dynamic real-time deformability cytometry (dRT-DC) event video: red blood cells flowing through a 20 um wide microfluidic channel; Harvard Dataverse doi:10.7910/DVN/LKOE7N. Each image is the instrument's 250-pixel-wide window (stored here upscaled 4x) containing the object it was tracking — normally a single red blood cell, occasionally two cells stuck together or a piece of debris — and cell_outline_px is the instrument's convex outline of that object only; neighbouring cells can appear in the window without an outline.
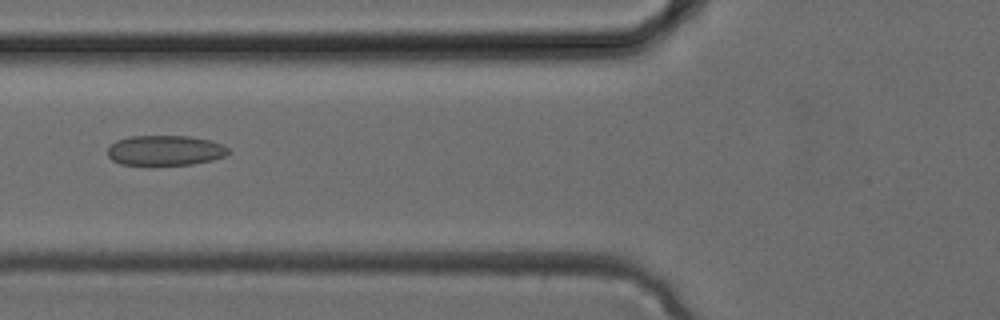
{"species": "common noctule bat (a hibernating species)", "species_latin": "Nyctalus noctula", "temperature_condition": "cold", "stored_images_in_passage": 34, "camera_frame_rate_fps": 3000, "um_per_image_px": 0.085, "animal": {"sex": "female", "body_mass_g": 24.6, "forearm_length_mm": 56.2}, "frame": {"image": 1, "passage_image": 13, "time_ms": 4.0, "image_size_px": [1000, 320], "cell_outline_px": [[232, 152], [224, 156], [212, 160], [192, 164], [152, 168], [120, 164], [112, 160], [108, 156], [108, 148], [116, 140], [128, 136], [188, 136], [212, 140], [224, 144]], "centroid_in_image_um": [14.03, 12.83], "position_along_channel_um": 111.8, "area_um2": 22.25}}
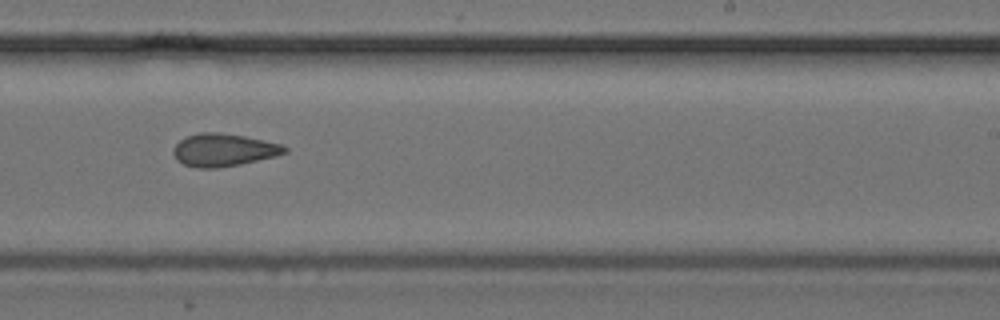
{"frame": {"image": 2, "passage_image": 21, "time_ms": 6.667, "image_size_px": [1000, 320], "cell_outline_px": [[288, 152], [276, 156], [240, 164], [216, 168], [196, 168], [184, 164], [176, 160], [172, 152], [172, 148], [180, 140], [188, 136], [200, 132], [216, 132], [244, 136], [264, 140], [280, 144], [288, 148]], "centroid_in_image_um": [18.99, 12.75], "position_along_channel_um": 270.0, "area_um2": 21.21}}
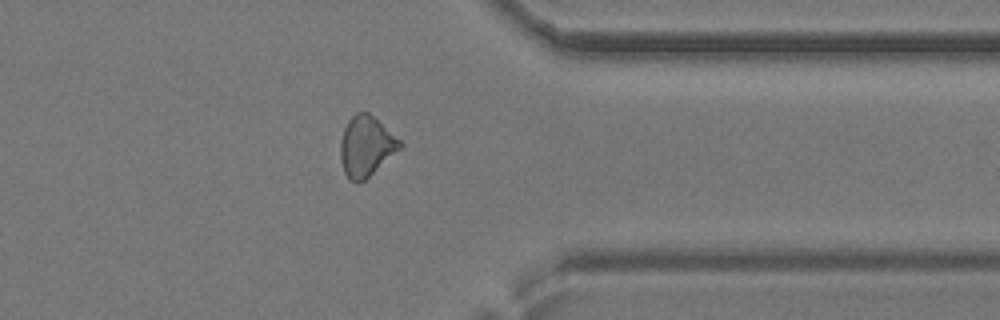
{"frame": {"image": 3, "passage_image": 27, "time_ms": 8.667, "image_size_px": [1000, 320], "cell_outline_px": [[404, 144], [400, 148], [364, 180], [356, 184], [348, 180], [344, 172], [340, 160], [340, 140], [344, 128], [348, 120], [356, 112], [368, 112], [400, 140]], "centroid_in_image_um": [31.07, 12.44], "position_along_channel_um": 380.3, "area_um2": 20.69}}